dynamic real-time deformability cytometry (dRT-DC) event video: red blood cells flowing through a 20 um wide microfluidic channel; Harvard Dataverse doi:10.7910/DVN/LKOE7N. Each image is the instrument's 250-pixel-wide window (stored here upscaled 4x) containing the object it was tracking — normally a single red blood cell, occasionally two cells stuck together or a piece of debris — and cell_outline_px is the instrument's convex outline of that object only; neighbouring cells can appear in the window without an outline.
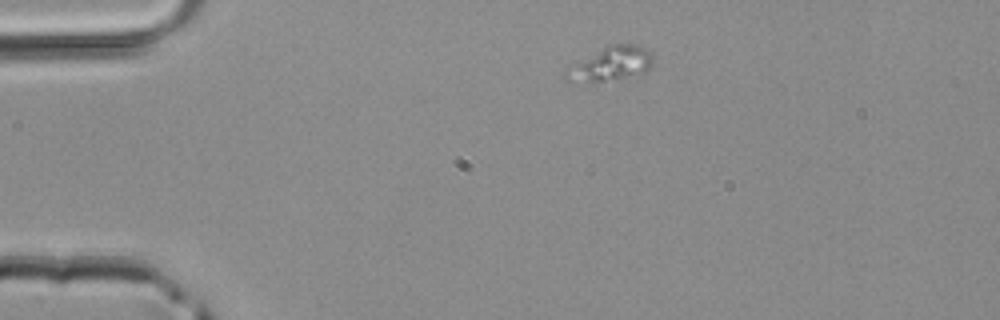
{"species": "common noctule bat (a hibernating species)", "species_latin": "Nyctalus noctula", "temperature_condition": "room temperature", "stored_images_in_passage": 2, "camera_frame_rate_fps": 3000, "um_per_image_px": 0.085, "animal": {"sex": "male", "body_mass_g": 20.4}, "frame": {"image": 1, "passage_image": 1, "time_ms": 0.0, "image_size_px": [1000, 320], "cell_outline_px": [[652, 64], [644, 72], [604, 80], [564, 80], [564, 72], [568, 68], [604, 48], [612, 44], [636, 44], [648, 48], [652, 56]], "centroid_in_image_um": [51.98, 5.38], "position_along_channel_um": 33.0, "area_um2": 16.13}}